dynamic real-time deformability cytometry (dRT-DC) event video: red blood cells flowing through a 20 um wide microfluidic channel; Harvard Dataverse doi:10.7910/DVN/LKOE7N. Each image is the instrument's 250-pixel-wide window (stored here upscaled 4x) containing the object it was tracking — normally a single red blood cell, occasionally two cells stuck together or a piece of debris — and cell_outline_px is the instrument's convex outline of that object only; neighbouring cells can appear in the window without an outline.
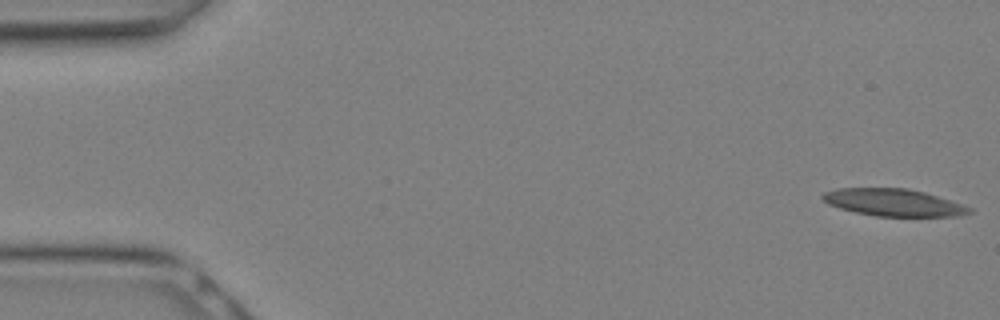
{"species": "Egyptian fruit bat (a non-hibernating species)", "species_latin": "Rousettus aegyptiacus", "temperature_condition": "warm", "stored_images_in_passage": 27, "camera_frame_rate_fps": 3000, "um_per_image_px": 0.085, "animal": {"sex": "female"}, "frame": {"image": 1, "passage_image": 1, "time_ms": 0.0, "image_size_px": [1000, 320], "cell_outline_px": [[972, 212], [956, 216], [876, 216], [856, 212], [840, 208], [828, 204], [820, 196], [824, 192], [836, 188], [908, 188], [924, 192], [972, 208]], "centroid_in_image_um": [75.9, 17.2], "position_along_channel_um": 9.1, "area_um2": 23.0}}
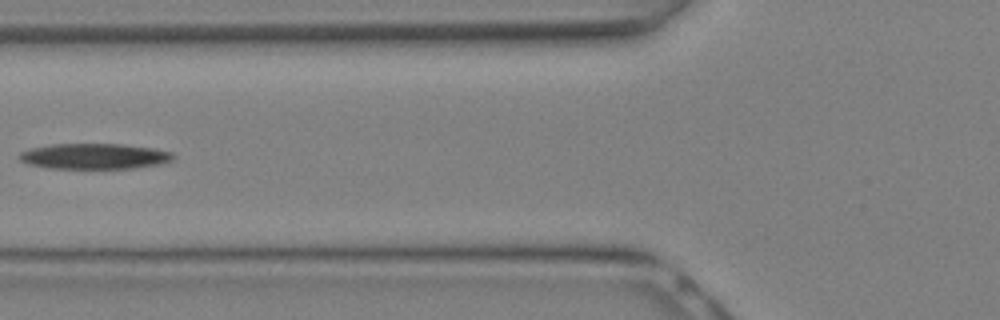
{"frame": {"image": 2, "passage_image": 11, "time_ms": 3.333, "image_size_px": [1000, 320], "cell_outline_px": [[176, 156], [172, 160], [160, 164], [132, 168], [48, 168], [28, 164], [20, 160], [16, 156], [20, 152], [32, 148], [52, 144], [124, 144], [156, 148], [172, 152]], "centroid_in_image_um": [8.04, 13.27], "position_along_channel_um": 117.8, "area_um2": 23.06}}
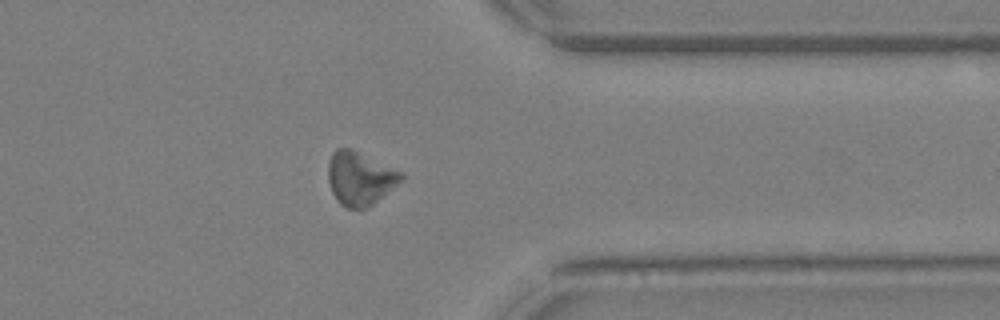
{"frame": {"image": 3, "passage_image": 22, "time_ms": 7.0, "image_size_px": [1000, 320], "cell_outline_px": [[404, 176], [396, 184], [368, 208], [348, 208], [340, 204], [332, 192], [328, 180], [328, 164], [332, 152], [336, 148], [348, 148], [404, 172]], "centroid_in_image_um": [30.56, 15.16], "position_along_channel_um": 380.8, "area_um2": 22.37}}